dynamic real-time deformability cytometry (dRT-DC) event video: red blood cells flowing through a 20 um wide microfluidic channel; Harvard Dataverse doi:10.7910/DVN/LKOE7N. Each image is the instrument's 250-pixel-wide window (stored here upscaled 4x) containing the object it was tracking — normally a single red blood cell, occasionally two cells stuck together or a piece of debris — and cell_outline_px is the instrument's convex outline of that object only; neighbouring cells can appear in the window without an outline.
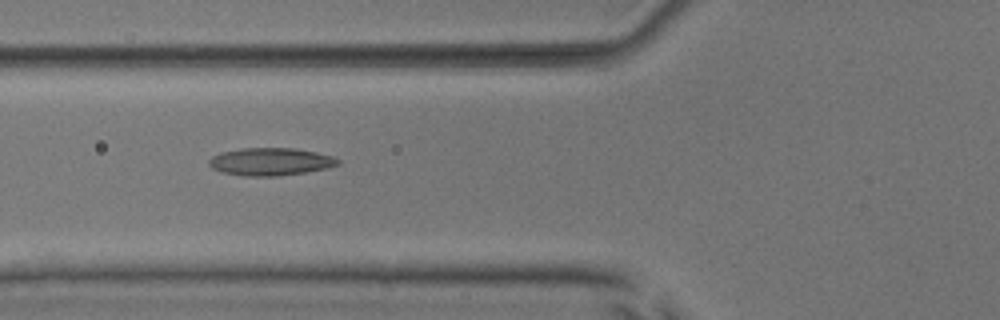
{"species": "common noctule bat (a hibernating species)", "species_latin": "Nyctalus noctula", "temperature_condition": "room temperature", "stored_images_in_passage": 23, "camera_frame_rate_fps": 3000, "um_per_image_px": 0.085, "animal": {"sex": "male", "body_mass_g": 17.9, "forearm_length_mm": 54.2}, "frame": {"image": 1, "passage_image": 20, "time_ms": 6.333, "image_size_px": [1000, 320], "cell_outline_px": [[340, 164], [328, 168], [304, 172], [276, 176], [244, 176], [220, 172], [212, 168], [208, 164], [208, 160], [212, 156], [220, 152], [240, 148], [296, 148], [316, 152], [332, 156], [340, 160]], "centroid_in_image_um": [22.96, 13.74], "position_along_channel_um": 102.8, "area_um2": 20.92}}
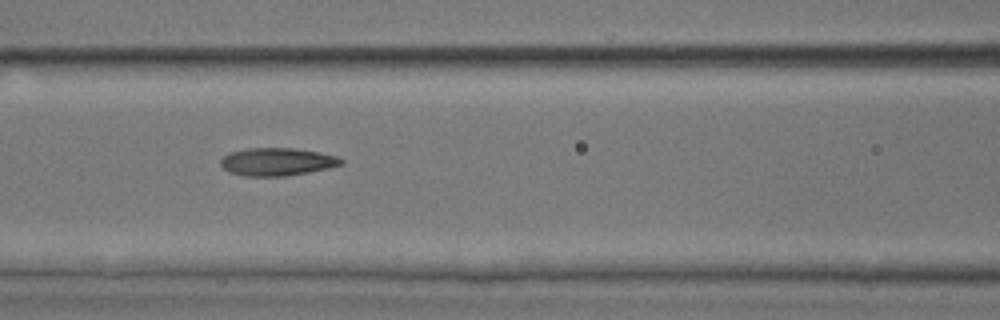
{"frame": {"image": 2, "passage_image": 23, "time_ms": 7.333, "image_size_px": [1000, 320], "cell_outline_px": [[344, 164], [328, 168], [308, 172], [284, 176], [244, 176], [228, 172], [220, 164], [220, 160], [224, 156], [232, 152], [248, 148], [292, 148], [320, 152], [336, 156], [344, 160]], "centroid_in_image_um": [23.56, 13.75], "position_along_channel_um": 143.0, "area_um2": 19.48}}